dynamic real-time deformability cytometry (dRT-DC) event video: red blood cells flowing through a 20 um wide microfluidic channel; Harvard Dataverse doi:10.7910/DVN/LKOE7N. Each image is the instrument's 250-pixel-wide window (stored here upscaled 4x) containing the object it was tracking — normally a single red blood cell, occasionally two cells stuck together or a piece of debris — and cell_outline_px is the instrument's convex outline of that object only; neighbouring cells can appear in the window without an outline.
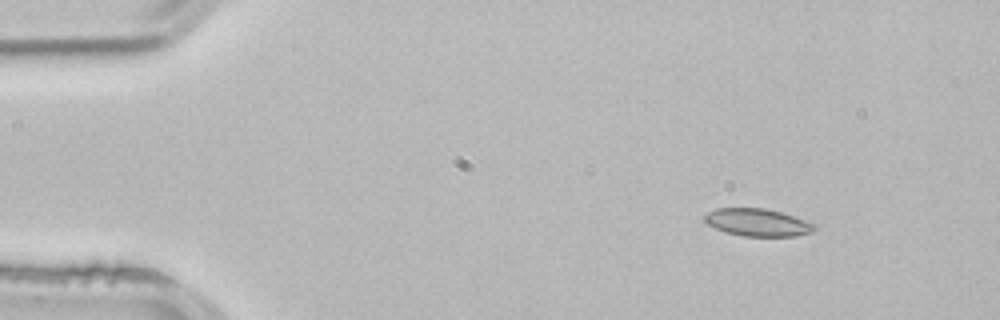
{"species": "common noctule bat (a hibernating species)", "species_latin": "Nyctalus noctula", "temperature_condition": "room temperature", "stored_images_in_passage": 4, "camera_frame_rate_fps": 3000, "um_per_image_px": 0.085, "animal": {"sex": "male", "body_mass_g": 21.5, "forearm_length_mm": 52.0}, "frame": {"image": 1, "passage_image": 2, "time_ms": 0.333, "image_size_px": [1000, 320], "cell_outline_px": [[816, 228], [812, 232], [796, 236], [744, 236], [724, 232], [708, 224], [704, 220], [704, 216], [708, 212], [716, 208], [764, 208], [780, 212], [816, 224]], "centroid_in_image_um": [64.38, 18.91], "position_along_channel_um": 20.6, "area_um2": 17.51}}
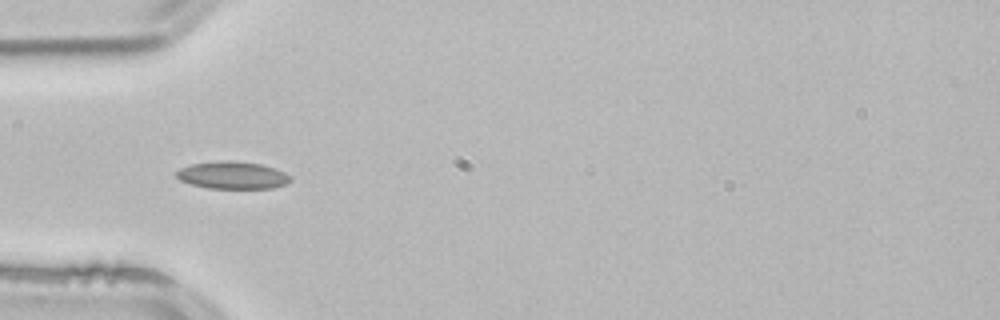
{"frame": {"image": 2, "passage_image": 4, "time_ms": 1.0, "image_size_px": [1000, 320], "cell_outline_px": [[292, 180], [284, 184], [272, 188], [208, 188], [192, 184], [180, 180], [176, 176], [176, 172], [180, 168], [192, 164], [220, 160], [228, 160], [260, 164], [284, 172], [292, 176]], "centroid_in_image_um": [19.76, 14.89], "position_along_channel_um": 65.2, "area_um2": 18.03}}